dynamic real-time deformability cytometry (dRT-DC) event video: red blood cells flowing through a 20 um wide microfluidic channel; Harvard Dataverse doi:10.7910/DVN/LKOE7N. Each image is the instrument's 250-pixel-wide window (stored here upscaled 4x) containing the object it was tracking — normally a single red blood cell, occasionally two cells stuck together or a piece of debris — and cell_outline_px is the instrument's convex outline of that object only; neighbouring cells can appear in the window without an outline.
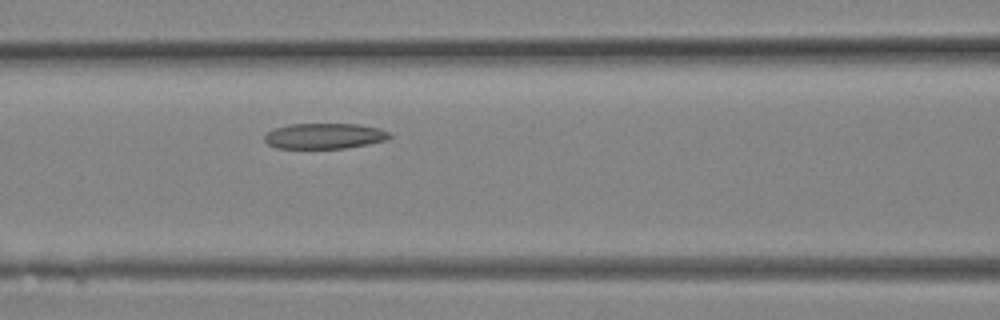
{"species": "Egyptian fruit bat (a non-hibernating species)", "species_latin": "Rousettus aegyptiacus", "temperature_condition": "room temperature", "stored_images_in_passage": 7, "camera_frame_rate_fps": 3000, "um_per_image_px": 0.085, "animal": {"sex": "female"}, "frame": {"image": 1, "passage_image": 7, "time_ms": 2.0, "image_size_px": [1000, 320], "cell_outline_px": [[392, 136], [384, 140], [368, 144], [344, 148], [276, 148], [268, 144], [264, 140], [264, 136], [268, 132], [276, 128], [288, 124], [360, 124], [380, 128], [388, 132]], "centroid_in_image_um": [27.57, 11.55], "position_along_channel_um": 139.0, "area_um2": 18.55}}